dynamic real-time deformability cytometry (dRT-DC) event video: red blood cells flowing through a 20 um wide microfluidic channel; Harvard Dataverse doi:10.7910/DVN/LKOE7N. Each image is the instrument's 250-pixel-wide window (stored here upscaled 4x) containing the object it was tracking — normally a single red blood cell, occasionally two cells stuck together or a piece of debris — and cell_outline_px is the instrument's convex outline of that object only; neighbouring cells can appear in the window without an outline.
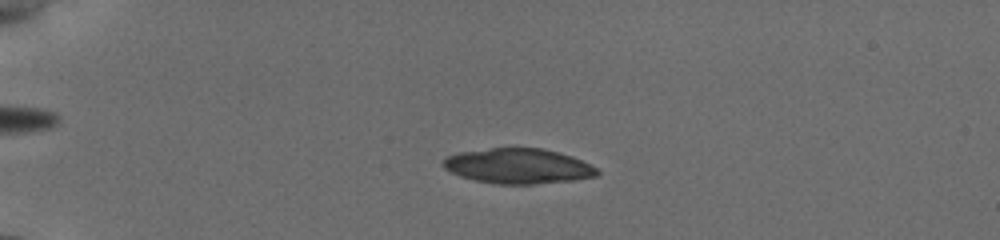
{"species": "common noctule bat (a hibernating species)", "species_latin": "Nyctalus noctula", "temperature_condition": "cold", "stored_images_in_passage": 9, "camera_frame_rate_fps": 3000, "um_per_image_px": 0.085, "animal": {"sex": "female", "body_mass_g": 19.5, "forearm_length_mm": 54.1}, "frame": {"image": 1, "passage_image": 6, "time_ms": 3.0, "image_size_px": [1000, 240], "cell_outline_px": [[600, 172], [596, 176], [572, 180], [532, 184], [500, 184], [476, 180], [460, 176], [444, 168], [444, 160], [448, 156], [460, 152], [492, 148], [544, 148], [572, 156], [592, 164]], "centroid_in_image_um": [44.09, 14.11], "position_along_channel_um": 40.9, "area_um2": 31.27}}